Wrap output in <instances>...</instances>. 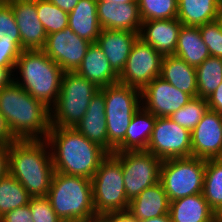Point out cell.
I'll return each mask as SVG.
<instances>
[{"instance_id": "cell-1", "label": "cell", "mask_w": 222, "mask_h": 222, "mask_svg": "<svg viewBox=\"0 0 222 222\" xmlns=\"http://www.w3.org/2000/svg\"><path fill=\"white\" fill-rule=\"evenodd\" d=\"M48 141L55 172L91 179L108 153L71 127H50Z\"/></svg>"}, {"instance_id": "cell-2", "label": "cell", "mask_w": 222, "mask_h": 222, "mask_svg": "<svg viewBox=\"0 0 222 222\" xmlns=\"http://www.w3.org/2000/svg\"><path fill=\"white\" fill-rule=\"evenodd\" d=\"M9 174L17 179L31 197H45L55 174L48 141L28 139L11 143Z\"/></svg>"}, {"instance_id": "cell-3", "label": "cell", "mask_w": 222, "mask_h": 222, "mask_svg": "<svg viewBox=\"0 0 222 222\" xmlns=\"http://www.w3.org/2000/svg\"><path fill=\"white\" fill-rule=\"evenodd\" d=\"M0 113L18 140L47 138L50 109L15 81L0 90Z\"/></svg>"}, {"instance_id": "cell-4", "label": "cell", "mask_w": 222, "mask_h": 222, "mask_svg": "<svg viewBox=\"0 0 222 222\" xmlns=\"http://www.w3.org/2000/svg\"><path fill=\"white\" fill-rule=\"evenodd\" d=\"M63 73L43 50H23L16 61L14 81L51 109L59 96Z\"/></svg>"}, {"instance_id": "cell-5", "label": "cell", "mask_w": 222, "mask_h": 222, "mask_svg": "<svg viewBox=\"0 0 222 222\" xmlns=\"http://www.w3.org/2000/svg\"><path fill=\"white\" fill-rule=\"evenodd\" d=\"M46 197L63 222L87 220L97 216L91 179L55 172Z\"/></svg>"}, {"instance_id": "cell-6", "label": "cell", "mask_w": 222, "mask_h": 222, "mask_svg": "<svg viewBox=\"0 0 222 222\" xmlns=\"http://www.w3.org/2000/svg\"><path fill=\"white\" fill-rule=\"evenodd\" d=\"M104 93L108 154L124 141L133 115L142 107L141 91L120 82L101 88Z\"/></svg>"}, {"instance_id": "cell-7", "label": "cell", "mask_w": 222, "mask_h": 222, "mask_svg": "<svg viewBox=\"0 0 222 222\" xmlns=\"http://www.w3.org/2000/svg\"><path fill=\"white\" fill-rule=\"evenodd\" d=\"M100 90L74 72H64L55 105L50 109L51 127L74 128L83 118L90 100Z\"/></svg>"}, {"instance_id": "cell-8", "label": "cell", "mask_w": 222, "mask_h": 222, "mask_svg": "<svg viewBox=\"0 0 222 222\" xmlns=\"http://www.w3.org/2000/svg\"><path fill=\"white\" fill-rule=\"evenodd\" d=\"M93 203L96 215L102 216L110 211L128 210L123 170L121 162L108 154L100 163L91 178Z\"/></svg>"}, {"instance_id": "cell-9", "label": "cell", "mask_w": 222, "mask_h": 222, "mask_svg": "<svg viewBox=\"0 0 222 222\" xmlns=\"http://www.w3.org/2000/svg\"><path fill=\"white\" fill-rule=\"evenodd\" d=\"M206 159L197 157L163 160L160 182L170 200L203 192Z\"/></svg>"}, {"instance_id": "cell-10", "label": "cell", "mask_w": 222, "mask_h": 222, "mask_svg": "<svg viewBox=\"0 0 222 222\" xmlns=\"http://www.w3.org/2000/svg\"><path fill=\"white\" fill-rule=\"evenodd\" d=\"M121 162L124 186L130 202L143 190L160 181L162 160L146 150L114 152Z\"/></svg>"}, {"instance_id": "cell-11", "label": "cell", "mask_w": 222, "mask_h": 222, "mask_svg": "<svg viewBox=\"0 0 222 222\" xmlns=\"http://www.w3.org/2000/svg\"><path fill=\"white\" fill-rule=\"evenodd\" d=\"M146 151L162 161L191 157V132L169 117H157Z\"/></svg>"}, {"instance_id": "cell-12", "label": "cell", "mask_w": 222, "mask_h": 222, "mask_svg": "<svg viewBox=\"0 0 222 222\" xmlns=\"http://www.w3.org/2000/svg\"><path fill=\"white\" fill-rule=\"evenodd\" d=\"M163 55L138 38L119 75V81L142 91L153 79L161 75Z\"/></svg>"}, {"instance_id": "cell-13", "label": "cell", "mask_w": 222, "mask_h": 222, "mask_svg": "<svg viewBox=\"0 0 222 222\" xmlns=\"http://www.w3.org/2000/svg\"><path fill=\"white\" fill-rule=\"evenodd\" d=\"M91 42L80 38L67 26L64 30L49 34L43 51L64 72H74L80 66Z\"/></svg>"}, {"instance_id": "cell-14", "label": "cell", "mask_w": 222, "mask_h": 222, "mask_svg": "<svg viewBox=\"0 0 222 222\" xmlns=\"http://www.w3.org/2000/svg\"><path fill=\"white\" fill-rule=\"evenodd\" d=\"M191 99L189 94L177 89L160 76L141 91L142 107L156 117H170Z\"/></svg>"}, {"instance_id": "cell-15", "label": "cell", "mask_w": 222, "mask_h": 222, "mask_svg": "<svg viewBox=\"0 0 222 222\" xmlns=\"http://www.w3.org/2000/svg\"><path fill=\"white\" fill-rule=\"evenodd\" d=\"M192 157L222 158V115L208 109L191 131Z\"/></svg>"}, {"instance_id": "cell-16", "label": "cell", "mask_w": 222, "mask_h": 222, "mask_svg": "<svg viewBox=\"0 0 222 222\" xmlns=\"http://www.w3.org/2000/svg\"><path fill=\"white\" fill-rule=\"evenodd\" d=\"M12 7L23 50H42L47 33L38 18L36 0H6Z\"/></svg>"}, {"instance_id": "cell-17", "label": "cell", "mask_w": 222, "mask_h": 222, "mask_svg": "<svg viewBox=\"0 0 222 222\" xmlns=\"http://www.w3.org/2000/svg\"><path fill=\"white\" fill-rule=\"evenodd\" d=\"M97 15L102 29L140 32L142 20L138 2L97 1Z\"/></svg>"}, {"instance_id": "cell-18", "label": "cell", "mask_w": 222, "mask_h": 222, "mask_svg": "<svg viewBox=\"0 0 222 222\" xmlns=\"http://www.w3.org/2000/svg\"><path fill=\"white\" fill-rule=\"evenodd\" d=\"M182 24L177 18L142 22L139 38L163 56L174 55Z\"/></svg>"}, {"instance_id": "cell-19", "label": "cell", "mask_w": 222, "mask_h": 222, "mask_svg": "<svg viewBox=\"0 0 222 222\" xmlns=\"http://www.w3.org/2000/svg\"><path fill=\"white\" fill-rule=\"evenodd\" d=\"M139 33L127 30L102 29L97 45L102 49L113 71L119 76Z\"/></svg>"}, {"instance_id": "cell-20", "label": "cell", "mask_w": 222, "mask_h": 222, "mask_svg": "<svg viewBox=\"0 0 222 222\" xmlns=\"http://www.w3.org/2000/svg\"><path fill=\"white\" fill-rule=\"evenodd\" d=\"M74 128L108 153L105 100L101 89L90 100L83 118Z\"/></svg>"}, {"instance_id": "cell-21", "label": "cell", "mask_w": 222, "mask_h": 222, "mask_svg": "<svg viewBox=\"0 0 222 222\" xmlns=\"http://www.w3.org/2000/svg\"><path fill=\"white\" fill-rule=\"evenodd\" d=\"M75 72L100 89L119 81V76L113 71L107 57L97 43H91Z\"/></svg>"}, {"instance_id": "cell-22", "label": "cell", "mask_w": 222, "mask_h": 222, "mask_svg": "<svg viewBox=\"0 0 222 222\" xmlns=\"http://www.w3.org/2000/svg\"><path fill=\"white\" fill-rule=\"evenodd\" d=\"M170 200L159 181L129 202L128 210L140 221L169 214Z\"/></svg>"}, {"instance_id": "cell-23", "label": "cell", "mask_w": 222, "mask_h": 222, "mask_svg": "<svg viewBox=\"0 0 222 222\" xmlns=\"http://www.w3.org/2000/svg\"><path fill=\"white\" fill-rule=\"evenodd\" d=\"M169 214L172 222H213L218 217L203 193L171 201Z\"/></svg>"}, {"instance_id": "cell-24", "label": "cell", "mask_w": 222, "mask_h": 222, "mask_svg": "<svg viewBox=\"0 0 222 222\" xmlns=\"http://www.w3.org/2000/svg\"><path fill=\"white\" fill-rule=\"evenodd\" d=\"M160 77L192 98L198 97L196 68L183 59L175 55L164 56Z\"/></svg>"}, {"instance_id": "cell-25", "label": "cell", "mask_w": 222, "mask_h": 222, "mask_svg": "<svg viewBox=\"0 0 222 222\" xmlns=\"http://www.w3.org/2000/svg\"><path fill=\"white\" fill-rule=\"evenodd\" d=\"M68 26L80 38L96 43L102 30L97 15V0H79L68 13Z\"/></svg>"}, {"instance_id": "cell-26", "label": "cell", "mask_w": 222, "mask_h": 222, "mask_svg": "<svg viewBox=\"0 0 222 222\" xmlns=\"http://www.w3.org/2000/svg\"><path fill=\"white\" fill-rule=\"evenodd\" d=\"M156 118L151 112L141 107L133 115L125 133V139L115 152L146 150Z\"/></svg>"}, {"instance_id": "cell-27", "label": "cell", "mask_w": 222, "mask_h": 222, "mask_svg": "<svg viewBox=\"0 0 222 222\" xmlns=\"http://www.w3.org/2000/svg\"><path fill=\"white\" fill-rule=\"evenodd\" d=\"M221 0H178L177 19L184 26L199 27L216 21Z\"/></svg>"}, {"instance_id": "cell-28", "label": "cell", "mask_w": 222, "mask_h": 222, "mask_svg": "<svg viewBox=\"0 0 222 222\" xmlns=\"http://www.w3.org/2000/svg\"><path fill=\"white\" fill-rule=\"evenodd\" d=\"M174 55L195 68L210 57L209 49L202 40L199 27L182 25Z\"/></svg>"}, {"instance_id": "cell-29", "label": "cell", "mask_w": 222, "mask_h": 222, "mask_svg": "<svg viewBox=\"0 0 222 222\" xmlns=\"http://www.w3.org/2000/svg\"><path fill=\"white\" fill-rule=\"evenodd\" d=\"M203 196L210 208L222 214V158L206 159Z\"/></svg>"}, {"instance_id": "cell-30", "label": "cell", "mask_w": 222, "mask_h": 222, "mask_svg": "<svg viewBox=\"0 0 222 222\" xmlns=\"http://www.w3.org/2000/svg\"><path fill=\"white\" fill-rule=\"evenodd\" d=\"M198 97L207 99L222 83V58L208 57L196 67Z\"/></svg>"}, {"instance_id": "cell-31", "label": "cell", "mask_w": 222, "mask_h": 222, "mask_svg": "<svg viewBox=\"0 0 222 222\" xmlns=\"http://www.w3.org/2000/svg\"><path fill=\"white\" fill-rule=\"evenodd\" d=\"M32 197L10 174L0 179V217L6 212L29 204Z\"/></svg>"}, {"instance_id": "cell-32", "label": "cell", "mask_w": 222, "mask_h": 222, "mask_svg": "<svg viewBox=\"0 0 222 222\" xmlns=\"http://www.w3.org/2000/svg\"><path fill=\"white\" fill-rule=\"evenodd\" d=\"M36 10L47 35L64 30L68 26V12L48 0H36Z\"/></svg>"}, {"instance_id": "cell-33", "label": "cell", "mask_w": 222, "mask_h": 222, "mask_svg": "<svg viewBox=\"0 0 222 222\" xmlns=\"http://www.w3.org/2000/svg\"><path fill=\"white\" fill-rule=\"evenodd\" d=\"M142 22L177 18L178 0H138Z\"/></svg>"}, {"instance_id": "cell-34", "label": "cell", "mask_w": 222, "mask_h": 222, "mask_svg": "<svg viewBox=\"0 0 222 222\" xmlns=\"http://www.w3.org/2000/svg\"><path fill=\"white\" fill-rule=\"evenodd\" d=\"M208 109L209 106L205 98L194 97L178 111H175L169 118L191 132Z\"/></svg>"}, {"instance_id": "cell-35", "label": "cell", "mask_w": 222, "mask_h": 222, "mask_svg": "<svg viewBox=\"0 0 222 222\" xmlns=\"http://www.w3.org/2000/svg\"><path fill=\"white\" fill-rule=\"evenodd\" d=\"M0 42L21 43L19 27L12 7L6 0L0 1Z\"/></svg>"}, {"instance_id": "cell-36", "label": "cell", "mask_w": 222, "mask_h": 222, "mask_svg": "<svg viewBox=\"0 0 222 222\" xmlns=\"http://www.w3.org/2000/svg\"><path fill=\"white\" fill-rule=\"evenodd\" d=\"M199 31L210 56L222 58V27L218 20L199 26Z\"/></svg>"}, {"instance_id": "cell-37", "label": "cell", "mask_w": 222, "mask_h": 222, "mask_svg": "<svg viewBox=\"0 0 222 222\" xmlns=\"http://www.w3.org/2000/svg\"><path fill=\"white\" fill-rule=\"evenodd\" d=\"M29 205L34 222H63L52 208L46 196L32 197Z\"/></svg>"}, {"instance_id": "cell-38", "label": "cell", "mask_w": 222, "mask_h": 222, "mask_svg": "<svg viewBox=\"0 0 222 222\" xmlns=\"http://www.w3.org/2000/svg\"><path fill=\"white\" fill-rule=\"evenodd\" d=\"M22 51L21 43L0 42V66L15 67Z\"/></svg>"}, {"instance_id": "cell-39", "label": "cell", "mask_w": 222, "mask_h": 222, "mask_svg": "<svg viewBox=\"0 0 222 222\" xmlns=\"http://www.w3.org/2000/svg\"><path fill=\"white\" fill-rule=\"evenodd\" d=\"M0 222H34L30 211V205L27 204L6 212L0 217Z\"/></svg>"}, {"instance_id": "cell-40", "label": "cell", "mask_w": 222, "mask_h": 222, "mask_svg": "<svg viewBox=\"0 0 222 222\" xmlns=\"http://www.w3.org/2000/svg\"><path fill=\"white\" fill-rule=\"evenodd\" d=\"M105 222H140L129 210L110 211L102 215Z\"/></svg>"}, {"instance_id": "cell-41", "label": "cell", "mask_w": 222, "mask_h": 222, "mask_svg": "<svg viewBox=\"0 0 222 222\" xmlns=\"http://www.w3.org/2000/svg\"><path fill=\"white\" fill-rule=\"evenodd\" d=\"M18 139L13 135L10 127L4 118V116L0 113V144L10 145L11 143L17 141Z\"/></svg>"}, {"instance_id": "cell-42", "label": "cell", "mask_w": 222, "mask_h": 222, "mask_svg": "<svg viewBox=\"0 0 222 222\" xmlns=\"http://www.w3.org/2000/svg\"><path fill=\"white\" fill-rule=\"evenodd\" d=\"M206 100L209 109L214 110L222 115V83L210 96H208Z\"/></svg>"}, {"instance_id": "cell-43", "label": "cell", "mask_w": 222, "mask_h": 222, "mask_svg": "<svg viewBox=\"0 0 222 222\" xmlns=\"http://www.w3.org/2000/svg\"><path fill=\"white\" fill-rule=\"evenodd\" d=\"M10 145L0 144V179L9 174Z\"/></svg>"}, {"instance_id": "cell-44", "label": "cell", "mask_w": 222, "mask_h": 222, "mask_svg": "<svg viewBox=\"0 0 222 222\" xmlns=\"http://www.w3.org/2000/svg\"><path fill=\"white\" fill-rule=\"evenodd\" d=\"M14 69L0 66V90L14 81Z\"/></svg>"}, {"instance_id": "cell-45", "label": "cell", "mask_w": 222, "mask_h": 222, "mask_svg": "<svg viewBox=\"0 0 222 222\" xmlns=\"http://www.w3.org/2000/svg\"><path fill=\"white\" fill-rule=\"evenodd\" d=\"M52 2L54 5L62 9L66 12H71L76 5L78 4L79 0H48Z\"/></svg>"}, {"instance_id": "cell-46", "label": "cell", "mask_w": 222, "mask_h": 222, "mask_svg": "<svg viewBox=\"0 0 222 222\" xmlns=\"http://www.w3.org/2000/svg\"><path fill=\"white\" fill-rule=\"evenodd\" d=\"M140 222H172L170 214H164L162 216L141 220Z\"/></svg>"}, {"instance_id": "cell-47", "label": "cell", "mask_w": 222, "mask_h": 222, "mask_svg": "<svg viewBox=\"0 0 222 222\" xmlns=\"http://www.w3.org/2000/svg\"><path fill=\"white\" fill-rule=\"evenodd\" d=\"M74 222H105L102 216H95L93 218L87 219V220H79Z\"/></svg>"}, {"instance_id": "cell-48", "label": "cell", "mask_w": 222, "mask_h": 222, "mask_svg": "<svg viewBox=\"0 0 222 222\" xmlns=\"http://www.w3.org/2000/svg\"><path fill=\"white\" fill-rule=\"evenodd\" d=\"M97 1H109V2H115L117 4L120 3H130V2H138V0H97Z\"/></svg>"}, {"instance_id": "cell-49", "label": "cell", "mask_w": 222, "mask_h": 222, "mask_svg": "<svg viewBox=\"0 0 222 222\" xmlns=\"http://www.w3.org/2000/svg\"><path fill=\"white\" fill-rule=\"evenodd\" d=\"M218 22L220 23L221 27H222V5H221V8H220V12H219V16H218Z\"/></svg>"}, {"instance_id": "cell-50", "label": "cell", "mask_w": 222, "mask_h": 222, "mask_svg": "<svg viewBox=\"0 0 222 222\" xmlns=\"http://www.w3.org/2000/svg\"><path fill=\"white\" fill-rule=\"evenodd\" d=\"M213 222H222L220 217L218 216Z\"/></svg>"}]
</instances>
